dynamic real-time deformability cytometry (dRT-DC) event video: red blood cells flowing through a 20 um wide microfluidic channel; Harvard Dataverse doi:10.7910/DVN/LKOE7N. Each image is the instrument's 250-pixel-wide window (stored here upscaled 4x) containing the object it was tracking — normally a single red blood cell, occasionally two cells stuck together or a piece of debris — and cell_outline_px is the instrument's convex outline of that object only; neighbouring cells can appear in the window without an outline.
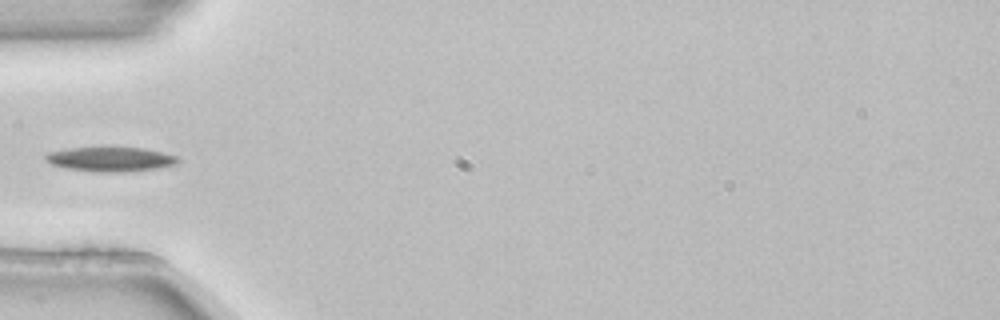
{"species": "common noctule bat (a hibernating species)", "species_latin": "Nyctalus noctula", "temperature_condition": "room temperature", "stored_images_in_passage": 5, "camera_frame_rate_fps": 3000, "um_per_image_px": 0.085, "animal": {"sex": "female", "body_mass_g": 22.7, "forearm_length_mm": 54.2}, "frame": {"image": 1, "passage_image": 5, "time_ms": 1.333, "image_size_px": [1000, 320], "cell_outline_px": [[180, 160], [176, 164], [156, 168], [124, 172], [96, 172], [64, 168], [52, 164], [44, 160], [44, 156], [48, 152], [72, 148], [144, 148], [176, 156]], "centroid_in_image_um": [9.35, 13.54], "position_along_channel_um": 75.6, "area_um2": 18.67}}